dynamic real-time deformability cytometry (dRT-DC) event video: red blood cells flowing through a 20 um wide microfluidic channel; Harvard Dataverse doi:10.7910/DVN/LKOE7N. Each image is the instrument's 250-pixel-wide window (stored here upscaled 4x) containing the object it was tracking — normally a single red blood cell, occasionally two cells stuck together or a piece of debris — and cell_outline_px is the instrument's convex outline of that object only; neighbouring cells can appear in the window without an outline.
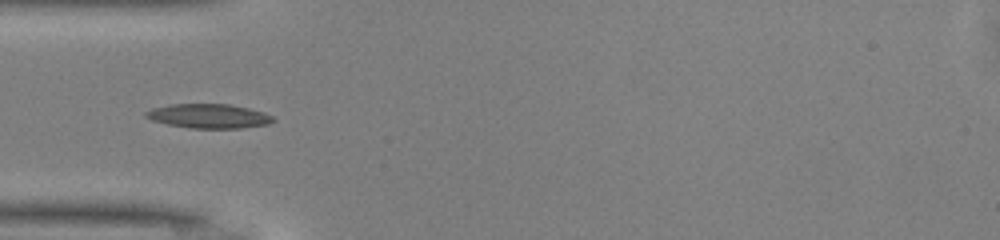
{"species": "common noctule bat (a hibernating species)", "species_latin": "Nyctalus noctula", "temperature_condition": "warm", "stored_images_in_passage": 37, "camera_frame_rate_fps": 3000, "um_per_image_px": 0.085, "animal": {"sex": "male", "body_mass_g": 13.0, "forearm_length_mm": 53.1}, "frame": {"image": 1, "passage_image": 3, "time_ms": 0.667, "image_size_px": [1000, 240], "cell_outline_px": [[276, 120], [268, 124], [240, 128], [192, 128], [168, 124], [152, 120], [144, 116], [144, 112], [152, 108], [168, 104], [228, 104], [248, 108], [264, 112], [272, 116]], "centroid_in_image_um": [17.73, 9.86], "position_along_channel_um": 67.3, "area_um2": 17.98}}
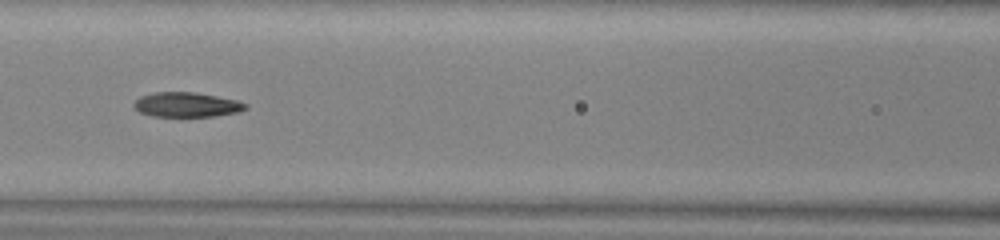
{"frame": {"image": 2, "passage_image": 9, "time_ms": 2.667, "image_size_px": [1000, 240], "cell_outline_px": [[248, 108], [240, 112], [216, 116], [152, 116], [140, 112], [132, 104], [140, 96], [156, 92], [196, 92], [240, 100], [248, 104]], "centroid_in_image_um": [15.94, 8.89], "position_along_channel_um": 150.7, "area_um2": 16.24}}
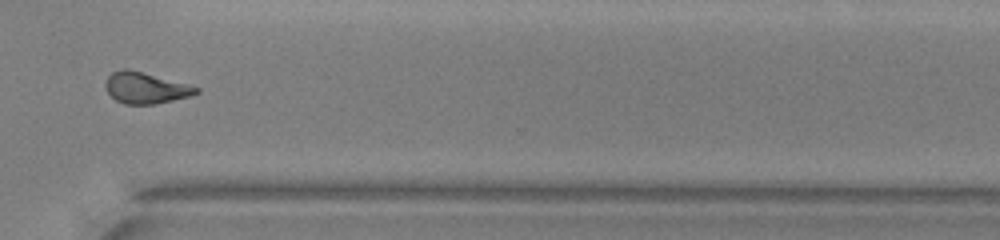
{"frame": {"image": 3, "passage_image": 24, "time_ms": 7.667, "image_size_px": [1000, 240], "cell_outline_px": [[200, 92], [192, 96], [156, 104], [124, 104], [116, 100], [108, 92], [104, 84], [108, 76], [112, 72], [124, 68], [128, 68], [188, 84], [200, 88]], "centroid_in_image_um": [12.39, 7.47], "position_along_channel_um": 358.2, "area_um2": 16.59}, "authors_computed_cell_mechanics": {"area_um2": 16.5886, "velocity_mm_per_s": 4.1526, "shape_relaxation_time_tau1_ms": 7.5692, "shape_relaxation_time_tau2_ms": 4.081, "deformation_change_tau1": 0.2242, "deformation_change_tau2": 0.127}}